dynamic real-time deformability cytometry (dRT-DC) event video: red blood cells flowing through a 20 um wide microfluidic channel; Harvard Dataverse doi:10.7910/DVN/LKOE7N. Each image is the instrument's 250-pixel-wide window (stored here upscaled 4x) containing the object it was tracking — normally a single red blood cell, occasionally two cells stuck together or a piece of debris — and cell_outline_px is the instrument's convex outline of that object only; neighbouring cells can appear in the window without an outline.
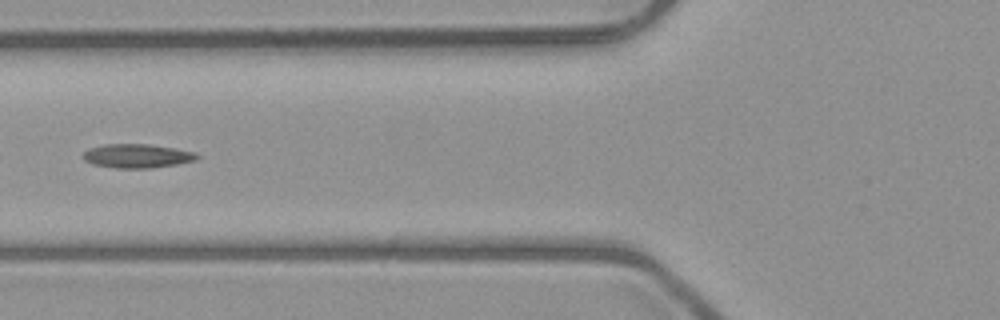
{"species": "common noctule bat (a hibernating species)", "species_latin": "Nyctalus noctula", "temperature_condition": "room temperature", "stored_images_in_passage": 7, "segment_of_instrument_passage": [2, 2], "camera_frame_rate_fps": 3000, "um_per_image_px": 0.085, "animal": {"sex": "male", "body_mass_g": 23.1, "forearm_length_mm": 52.7}, "frame": {"image": 1, "passage_image": 6, "time_ms": 6.667, "image_size_px": [1000, 320], "cell_outline_px": [[200, 156], [196, 160], [176, 164], [152, 168], [116, 168], [92, 164], [84, 160], [84, 152], [88, 148], [104, 144], [148, 144], [196, 152]], "centroid_in_image_um": [11.65, 13.25], "position_along_channel_um": 114.2, "area_um2": 15.84}}
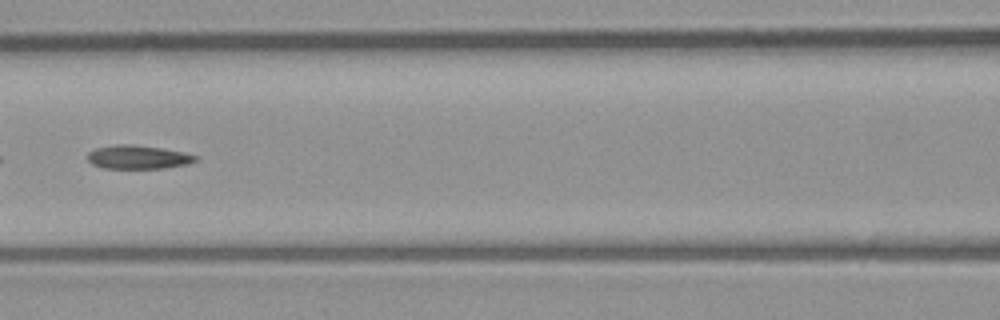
{"frame": {"image": 2, "passage_image": 7, "time_ms": 7.667, "image_size_px": [1000, 320], "cell_outline_px": [[200, 160], [188, 164], [164, 168], [104, 168], [92, 164], [88, 160], [88, 152], [96, 148], [116, 144], [132, 144], [160, 148], [184, 152], [196, 156]], "centroid_in_image_um": [11.75, 13.35], "position_along_channel_um": 154.9, "area_um2": 14.85}}